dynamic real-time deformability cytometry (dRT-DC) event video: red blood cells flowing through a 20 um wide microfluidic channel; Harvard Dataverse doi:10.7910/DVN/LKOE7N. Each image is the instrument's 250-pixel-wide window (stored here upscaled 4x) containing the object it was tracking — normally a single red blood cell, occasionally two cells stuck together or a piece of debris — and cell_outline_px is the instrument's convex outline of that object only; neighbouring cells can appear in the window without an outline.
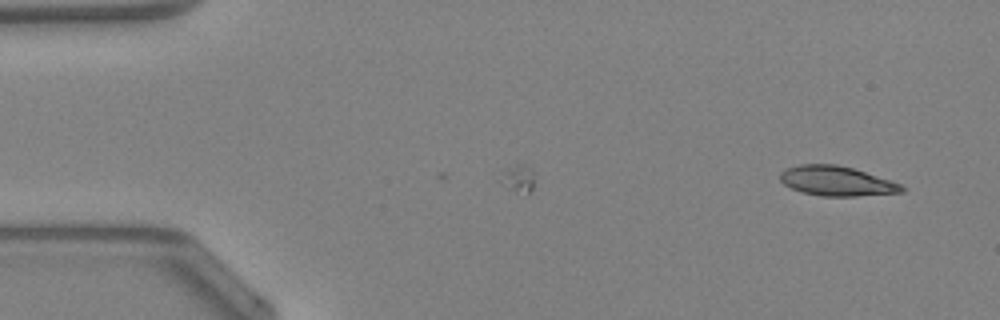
{"species": "Egyptian fruit bat (a non-hibernating species)", "species_latin": "Rousettus aegyptiacus", "temperature_condition": "warm", "stored_images_in_passage": 3, "camera_frame_rate_fps": 3000, "um_per_image_px": 0.085, "animal": {"sex": "female"}, "frame": {"image": 1, "passage_image": 3, "time_ms": 0.667, "image_size_px": [1000, 320], "cell_outline_px": [[904, 192], [856, 196], [820, 196], [804, 192], [792, 188], [784, 184], [780, 180], [780, 172], [788, 168], [800, 164], [836, 164], [852, 168], [892, 180], [900, 184], [904, 188]], "centroid_in_image_um": [71.12, 15.38], "position_along_channel_um": 13.9, "area_um2": 20.92}}